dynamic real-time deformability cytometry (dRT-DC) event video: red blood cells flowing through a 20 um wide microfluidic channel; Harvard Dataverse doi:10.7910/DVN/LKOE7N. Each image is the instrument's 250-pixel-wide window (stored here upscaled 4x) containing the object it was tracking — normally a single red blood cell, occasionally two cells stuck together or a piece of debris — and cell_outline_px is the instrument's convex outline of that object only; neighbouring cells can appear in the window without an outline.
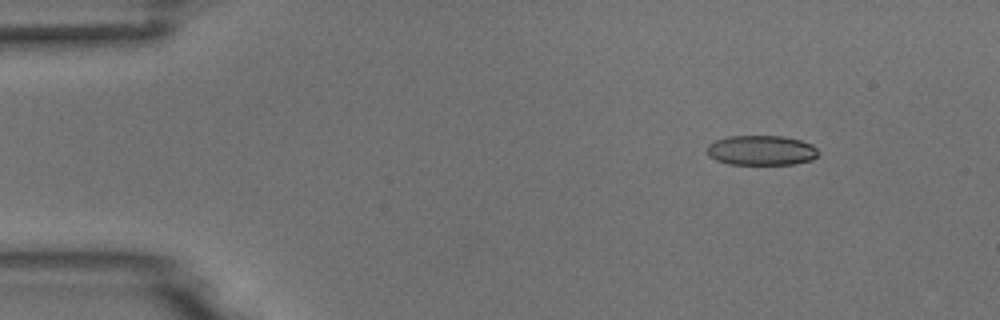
{"species": "common noctule bat (a hibernating species)", "species_latin": "Nyctalus noctula", "temperature_condition": "room temperature", "stored_images_in_passage": 6, "camera_frame_rate_fps": 3000, "um_per_image_px": 0.085, "animal": {"sex": "male", "body_mass_g": 18.8}, "frame": {"image": 1, "passage_image": 2, "time_ms": 0.333, "image_size_px": [1000, 320], "cell_outline_px": [[820, 152], [812, 160], [796, 164], [728, 164], [716, 160], [708, 156], [708, 144], [716, 140], [728, 136], [784, 136], [800, 140], [812, 144]], "centroid_in_image_um": [64.73, 12.78], "position_along_channel_um": 20.3, "area_um2": 19.48}}